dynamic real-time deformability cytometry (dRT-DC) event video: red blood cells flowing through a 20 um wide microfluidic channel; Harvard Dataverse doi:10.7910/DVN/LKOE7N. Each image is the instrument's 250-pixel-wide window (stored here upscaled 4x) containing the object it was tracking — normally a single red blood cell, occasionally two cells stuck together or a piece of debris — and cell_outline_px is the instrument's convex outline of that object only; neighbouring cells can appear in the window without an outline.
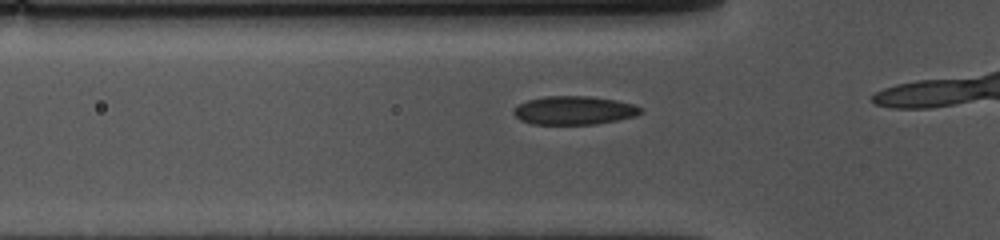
{"species": "common noctule bat (a hibernating species)", "species_latin": "Nyctalus noctula", "temperature_condition": "cold", "stored_images_in_passage": 9, "camera_frame_rate_fps": 3000, "um_per_image_px": 0.085, "animal": {"sex": "female", "body_mass_g": 10.0, "forearm_length_mm": 53.1}, "frame": {"image": 1, "passage_image": 4, "time_ms": 1.0, "image_size_px": [1000, 240], "cell_outline_px": [[644, 112], [636, 116], [596, 124], [532, 124], [520, 120], [512, 112], [520, 104], [528, 100], [544, 96], [588, 96], [616, 100], [632, 104], [644, 108]], "centroid_in_image_um": [48.83, 9.38], "position_along_channel_um": 77.0, "area_um2": 21.1}}
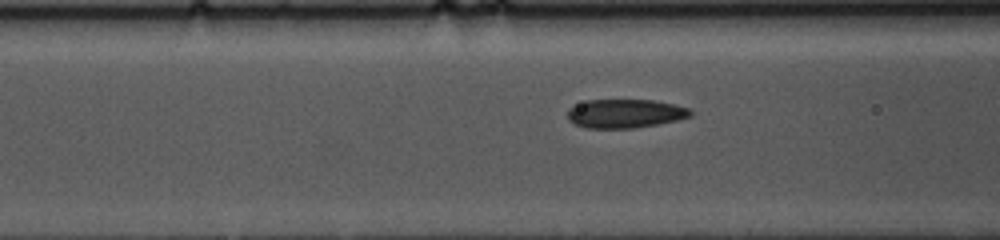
{"frame": {"image": 2, "passage_image": 7, "time_ms": 2.0, "image_size_px": [1000, 240], "cell_outline_px": [[692, 116], [676, 120], [636, 128], [588, 128], [576, 124], [568, 120], [568, 108], [588, 100], [652, 100], [672, 104], [688, 108], [692, 112]], "centroid_in_image_um": [53.12, 9.65], "position_along_channel_um": 113.5, "area_um2": 20.4}}